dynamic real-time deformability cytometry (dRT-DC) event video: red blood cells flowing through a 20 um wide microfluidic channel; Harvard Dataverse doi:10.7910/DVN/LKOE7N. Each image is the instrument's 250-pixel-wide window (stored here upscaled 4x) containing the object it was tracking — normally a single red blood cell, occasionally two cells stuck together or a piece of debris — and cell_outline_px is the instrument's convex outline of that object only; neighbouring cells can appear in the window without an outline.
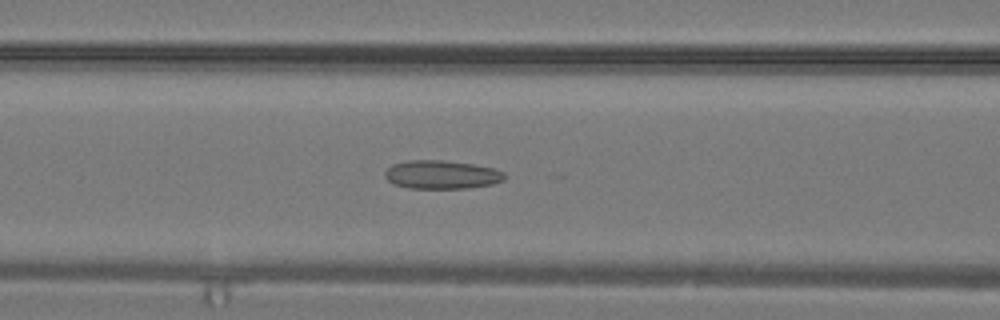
{"species": "common noctule bat (a hibernating species)", "species_latin": "Nyctalus noctula", "temperature_condition": "warm", "stored_images_in_passage": 31, "camera_frame_rate_fps": 3000, "um_per_image_px": 0.085, "animal": {"sex": "male", "body_mass_g": 19.2, "forearm_length_mm": 51.8}, "frame": {"image": 1, "passage_image": 13, "time_ms": 4.0, "image_size_px": [1000, 320], "cell_outline_px": [[508, 176], [504, 180], [492, 184], [468, 188], [408, 188], [392, 184], [384, 176], [384, 172], [392, 164], [408, 160], [444, 160], [472, 164], [496, 168], [504, 172]], "centroid_in_image_um": [37.55, 14.84], "position_along_channel_um": 129.0, "area_um2": 20.11}}
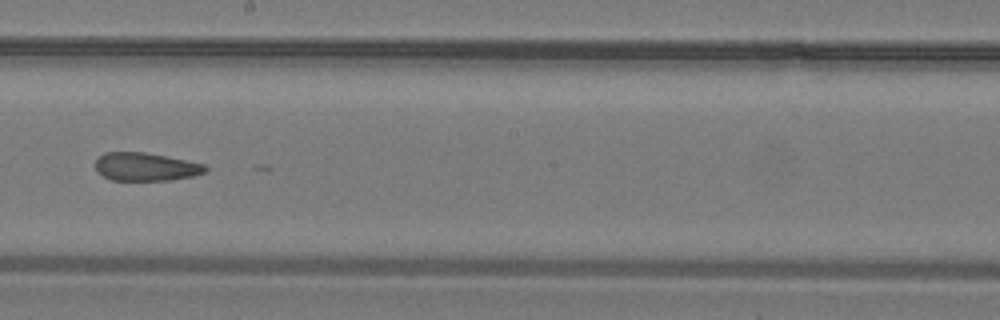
{"frame": {"image": 2, "passage_image": 18, "time_ms": 5.667, "image_size_px": [1000, 320], "cell_outline_px": [[208, 172], [192, 176], [168, 180], [112, 180], [96, 172], [96, 160], [104, 152], [144, 152], [204, 164], [208, 168]], "centroid_in_image_um": [12.38, 14.18], "position_along_channel_um": 235.8, "area_um2": 17.92}}
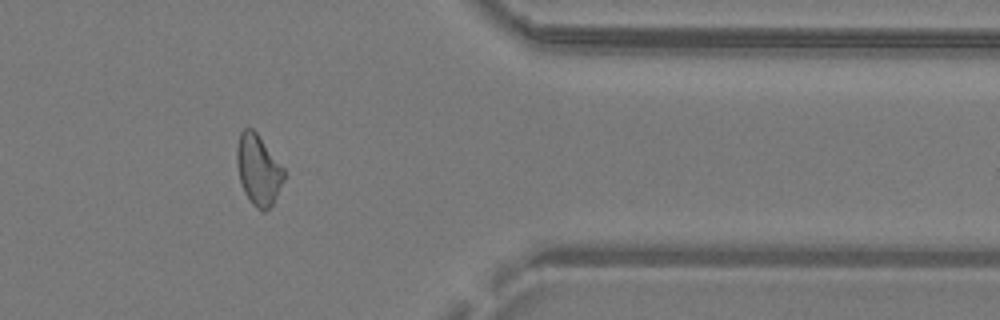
{"frame": {"image": 3, "passage_image": 26, "time_ms": 8.333, "image_size_px": [1000, 320], "cell_outline_px": [[284, 180], [272, 204], [264, 212], [260, 212], [252, 204], [244, 192], [240, 180], [236, 164], [236, 148], [240, 132], [244, 128], [252, 128], [256, 132], [284, 168]], "centroid_in_image_um": [21.94, 14.44], "position_along_channel_um": 389.5, "area_um2": 19.31}}